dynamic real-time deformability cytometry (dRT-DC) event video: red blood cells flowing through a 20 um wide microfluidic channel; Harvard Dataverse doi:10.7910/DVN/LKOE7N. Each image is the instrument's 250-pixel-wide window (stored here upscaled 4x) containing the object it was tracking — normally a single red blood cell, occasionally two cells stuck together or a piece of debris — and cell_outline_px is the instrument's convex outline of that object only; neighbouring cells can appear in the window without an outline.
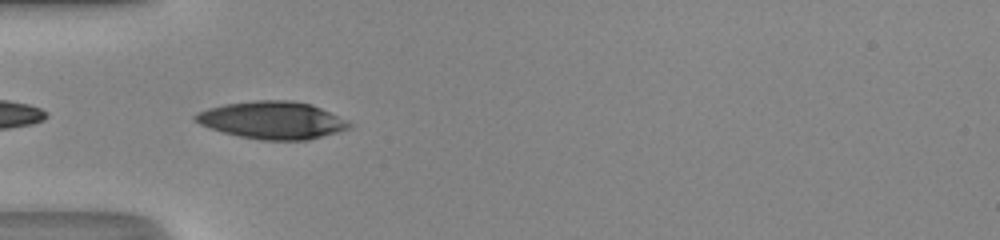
{"species": "human", "species_latin": "Homo sapiens", "temperature_condition": "room temperature", "stored_images_in_passage": 33, "camera_frame_rate_fps": 3000, "um_per_image_px": 0.085, "donor": {"sex": "male"}, "frame": {"image": 1, "passage_image": 1, "time_ms": 0.0, "image_size_px": [1000, 240], "cell_outline_px": [[352, 128], [308, 140], [260, 140], [240, 136], [208, 128], [192, 120], [192, 116], [196, 112], [208, 108], [224, 104], [256, 100], [292, 100], [312, 104], [352, 124]], "centroid_in_image_um": [23.09, 10.21], "position_along_channel_um": 61.9, "area_um2": 33.58}}
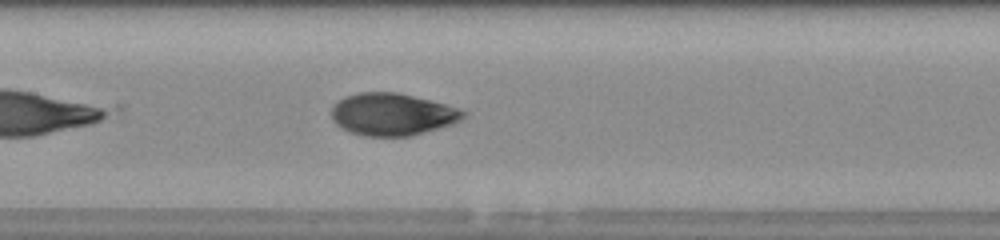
{"frame": {"image": 2, "passage_image": 9, "time_ms": 2.667, "image_size_px": [1000, 240], "cell_outline_px": [[464, 116], [460, 120], [452, 124], [412, 136], [364, 136], [340, 128], [332, 120], [332, 108], [344, 96], [356, 92], [396, 92], [460, 108], [464, 112]], "centroid_in_image_um": [33.32, 9.72], "position_along_channel_um": 174.1, "area_um2": 32.25}}
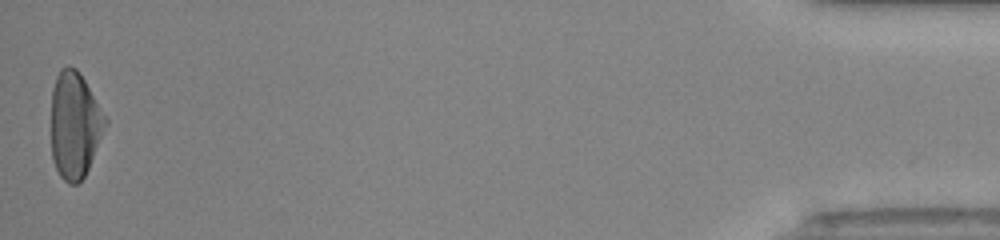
{"frame": {"image": 3, "passage_image": 33, "time_ms": 10.667, "image_size_px": [1000, 240], "cell_outline_px": [[108, 124], [88, 168], [84, 176], [76, 184], [68, 184], [60, 176], [52, 160], [52, 88], [56, 76], [60, 68], [68, 64], [76, 68], [80, 72], [108, 120]], "centroid_in_image_um": [6.35, 10.6], "position_along_channel_um": 428.8, "area_um2": 33.7}, "authors_computed_cell_mechanics": {"area_um2": 33.0616, "velocity_mm_per_s": 4.355, "shape_relaxation_time_tau1_ms": 4.88, "shape_relaxation_time_tau2_ms": 0.7759, "deformation_change_tau1": 0.2225, "deformation_change_tau2": 0.0481}}